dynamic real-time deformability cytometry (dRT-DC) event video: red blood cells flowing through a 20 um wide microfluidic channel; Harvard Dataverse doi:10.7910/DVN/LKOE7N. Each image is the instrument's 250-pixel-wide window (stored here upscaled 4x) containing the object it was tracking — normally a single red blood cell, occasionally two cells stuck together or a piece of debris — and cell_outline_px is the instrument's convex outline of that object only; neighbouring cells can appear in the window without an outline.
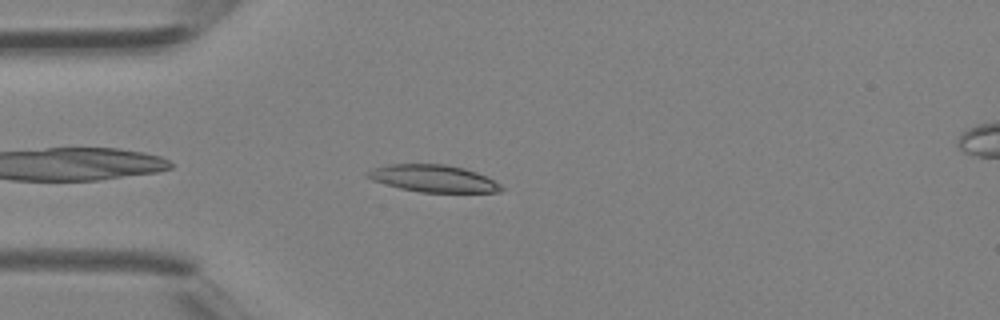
{"species": "Egyptian fruit bat (a non-hibernating species)", "species_latin": "Rousettus aegyptiacus", "temperature_condition": "room temperature", "stored_images_in_passage": 2, "camera_frame_rate_fps": 3000, "um_per_image_px": 0.085, "animal": {"sex": "female"}, "frame": {"image": 1, "passage_image": 2, "time_ms": 0.333, "image_size_px": [1000, 320], "cell_outline_px": [[504, 188], [500, 192], [420, 192], [400, 188], [372, 180], [364, 176], [364, 172], [372, 168], [388, 164], [444, 164], [464, 168], [476, 172], [500, 184]], "centroid_in_image_um": [36.77, 15.16], "position_along_channel_um": 48.2, "area_um2": 21.1}}